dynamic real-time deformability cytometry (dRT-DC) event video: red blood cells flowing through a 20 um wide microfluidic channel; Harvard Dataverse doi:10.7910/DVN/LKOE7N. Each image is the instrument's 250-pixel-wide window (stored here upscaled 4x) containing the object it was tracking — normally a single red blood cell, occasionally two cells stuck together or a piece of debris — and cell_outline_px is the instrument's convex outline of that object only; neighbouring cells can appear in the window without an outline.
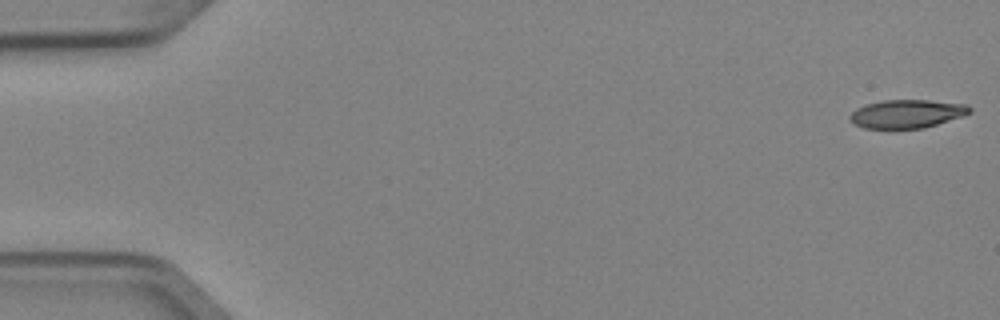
{"species": "Egyptian fruit bat (a non-hibernating species)", "species_latin": "Rousettus aegyptiacus", "temperature_condition": "cold", "stored_images_in_passage": 3, "camera_frame_rate_fps": 3000, "um_per_image_px": 0.085, "animal": {"sex": "female"}, "frame": {"image": 1, "passage_image": 1, "time_ms": 0.0, "image_size_px": [1000, 320], "cell_outline_px": [[972, 112], [964, 116], [924, 128], [864, 128], [848, 120], [848, 116], [856, 108], [864, 104], [884, 100], [928, 100], [968, 104], [972, 108]], "centroid_in_image_um": [77.1, 9.66], "position_along_channel_um": 7.9, "area_um2": 20.0}}